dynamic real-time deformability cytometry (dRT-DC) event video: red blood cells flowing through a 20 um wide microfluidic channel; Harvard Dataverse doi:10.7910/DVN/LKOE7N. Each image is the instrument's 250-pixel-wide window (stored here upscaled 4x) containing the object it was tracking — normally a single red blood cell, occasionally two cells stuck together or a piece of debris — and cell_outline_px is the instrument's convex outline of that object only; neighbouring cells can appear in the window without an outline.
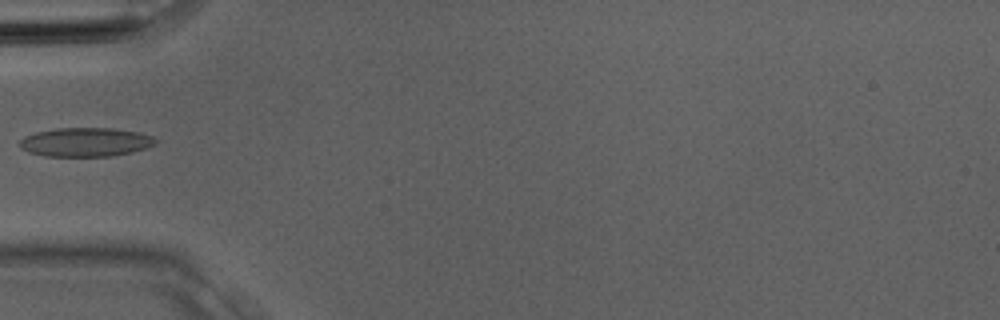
{"species": "Egyptian fruit bat (a non-hibernating species)", "species_latin": "Rousettus aegyptiacus", "temperature_condition": "room temperature", "stored_images_in_passage": 4, "camera_frame_rate_fps": 3000, "um_per_image_px": 0.085, "animal": {"sex": "male"}, "frame": {"image": 1, "passage_image": 4, "time_ms": 1.0, "image_size_px": [1000, 320], "cell_outline_px": [[160, 140], [156, 144], [148, 148], [132, 152], [112, 156], [44, 156], [28, 152], [20, 148], [20, 140], [24, 136], [36, 132], [56, 128], [112, 128], [140, 132], [152, 136]], "centroid_in_image_um": [7.31, 12.08], "position_along_channel_um": 77.7, "area_um2": 23.18}}